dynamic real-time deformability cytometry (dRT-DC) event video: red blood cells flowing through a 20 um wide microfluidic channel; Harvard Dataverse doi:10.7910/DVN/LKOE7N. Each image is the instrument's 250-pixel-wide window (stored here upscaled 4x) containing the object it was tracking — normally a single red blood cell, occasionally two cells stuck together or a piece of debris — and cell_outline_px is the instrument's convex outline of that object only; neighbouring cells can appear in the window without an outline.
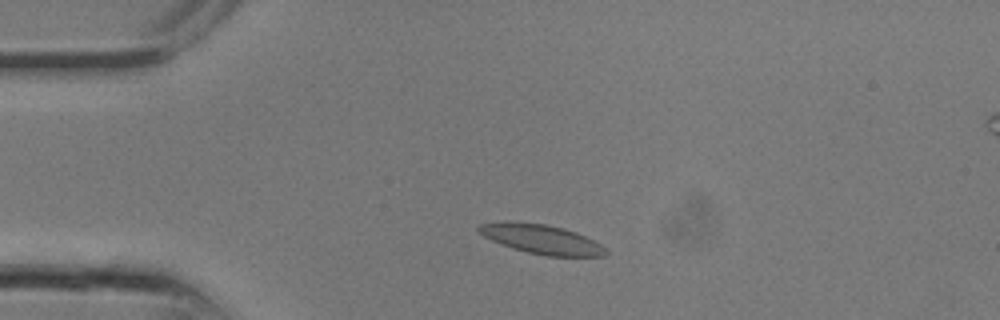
{"species": "common noctule bat (a hibernating species)", "species_latin": "Nyctalus noctula", "temperature_condition": "room temperature", "stored_images_in_passage": 13, "camera_frame_rate_fps": 3000, "um_per_image_px": 0.085, "animal": {"sex": "male", "body_mass_g": 13.3}, "frame": {"image": 1, "passage_image": 3, "time_ms": 0.667, "image_size_px": [1000, 320], "cell_outline_px": [[608, 252], [604, 256], [548, 256], [528, 252], [512, 248], [500, 244], [484, 236], [476, 228], [480, 224], [504, 220], [516, 220], [544, 224], [564, 228], [576, 232], [600, 244]], "centroid_in_image_um": [45.97, 20.3], "position_along_channel_um": 39.0, "area_um2": 21.79}}
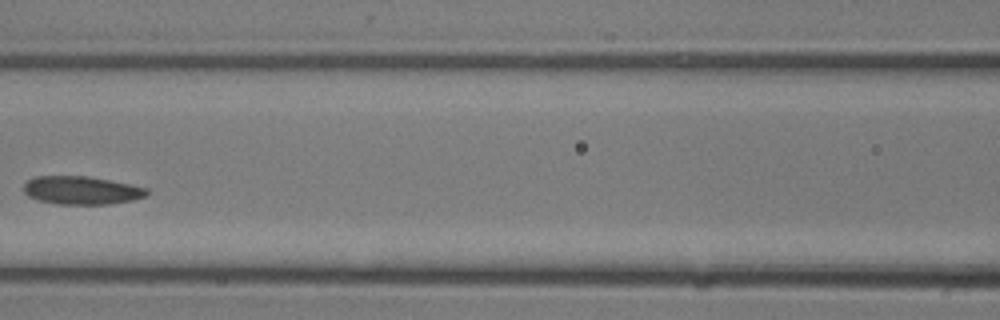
{"frame": {"image": 2, "passage_image": 9, "time_ms": 2.667, "image_size_px": [1000, 320], "cell_outline_px": [[148, 196], [132, 200], [108, 204], [56, 204], [40, 200], [28, 196], [24, 192], [24, 184], [28, 180], [36, 176], [88, 176], [148, 188]], "centroid_in_image_um": [6.93, 16.18], "position_along_channel_um": 159.7, "area_um2": 20.11}}
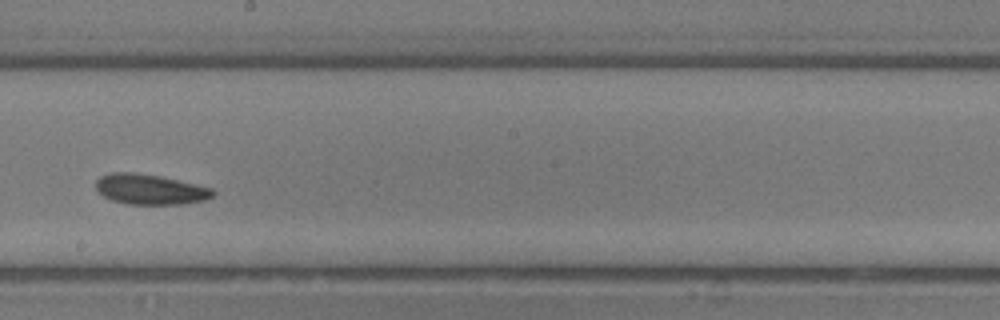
{"frame": {"image": 3, "passage_image": 12, "time_ms": 3.667, "image_size_px": [1000, 320], "cell_outline_px": [[216, 192], [212, 196], [204, 200], [184, 204], [128, 204], [112, 200], [104, 196], [96, 188], [96, 180], [100, 176], [112, 172], [132, 172], [160, 176], [212, 188]], "centroid_in_image_um": [12.75, 16.09], "position_along_channel_um": 235.5, "area_um2": 20.52}}